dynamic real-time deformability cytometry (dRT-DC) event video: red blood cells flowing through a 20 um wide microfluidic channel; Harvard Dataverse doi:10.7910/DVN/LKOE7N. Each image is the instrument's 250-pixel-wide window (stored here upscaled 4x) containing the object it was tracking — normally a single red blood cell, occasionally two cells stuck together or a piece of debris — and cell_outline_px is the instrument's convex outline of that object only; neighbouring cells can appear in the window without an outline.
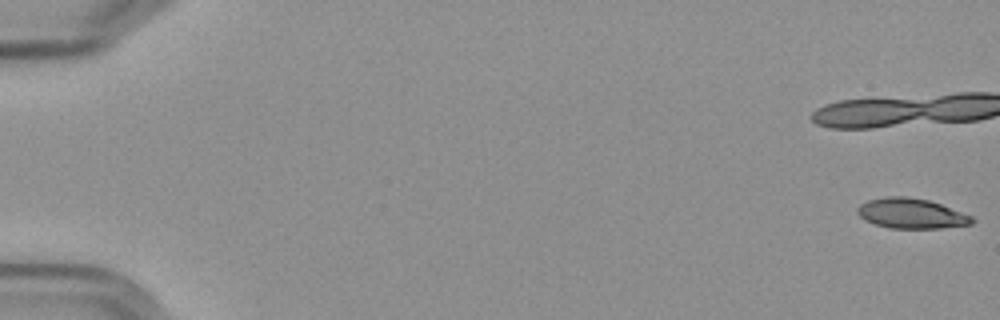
{"species": "Egyptian fruit bat (a non-hibernating species)", "species_latin": "Rousettus aegyptiacus", "temperature_condition": "cold", "stored_images_in_passage": 55, "camera_frame_rate_fps": 3000, "um_per_image_px": 0.085, "frame": {"image": 1, "passage_image": 1, "time_ms": 0.0, "image_size_px": [1000, 320], "cell_outline_px": [[976, 220], [972, 224], [940, 228], [888, 228], [876, 224], [860, 216], [856, 212], [856, 208], [860, 204], [868, 200], [888, 196], [908, 196], [928, 200], [940, 204], [972, 216]], "centroid_in_image_um": [77.46, 18.14], "position_along_channel_um": 7.5, "area_um2": 20.0}}